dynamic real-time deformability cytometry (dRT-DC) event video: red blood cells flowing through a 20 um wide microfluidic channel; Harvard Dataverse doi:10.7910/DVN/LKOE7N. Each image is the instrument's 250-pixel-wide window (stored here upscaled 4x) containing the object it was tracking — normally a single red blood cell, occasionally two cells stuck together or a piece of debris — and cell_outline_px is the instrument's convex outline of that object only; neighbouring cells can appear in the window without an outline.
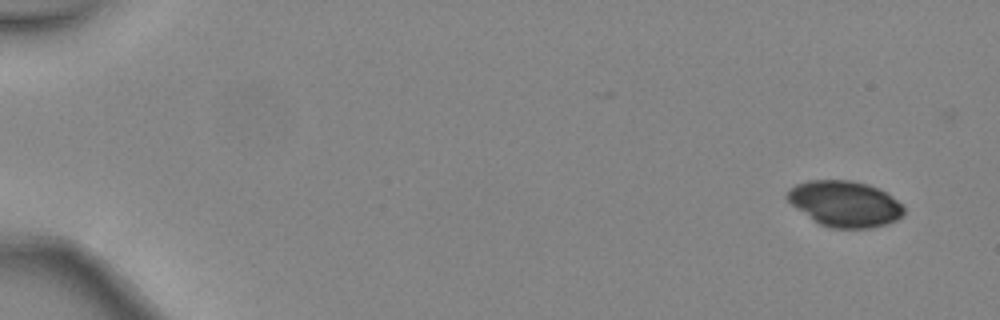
{"species": "common noctule bat (a hibernating species)", "species_latin": "Nyctalus noctula", "temperature_condition": "warm", "stored_images_in_passage": 4, "camera_frame_rate_fps": 3000, "um_per_image_px": 0.085, "animal": {"sex": "female", "body_mass_g": 24.6, "forearm_length_mm": 56.2}, "frame": {"image": 1, "passage_image": 1, "time_ms": 0.0, "image_size_px": [1000, 320], "cell_outline_px": [[904, 212], [896, 220], [888, 224], [872, 228], [828, 228], [820, 224], [796, 208], [784, 196], [796, 184], [808, 180], [852, 180], [868, 184], [888, 192], [904, 208]], "centroid_in_image_um": [71.82, 17.32], "position_along_channel_um": 13.2, "area_um2": 31.15}}